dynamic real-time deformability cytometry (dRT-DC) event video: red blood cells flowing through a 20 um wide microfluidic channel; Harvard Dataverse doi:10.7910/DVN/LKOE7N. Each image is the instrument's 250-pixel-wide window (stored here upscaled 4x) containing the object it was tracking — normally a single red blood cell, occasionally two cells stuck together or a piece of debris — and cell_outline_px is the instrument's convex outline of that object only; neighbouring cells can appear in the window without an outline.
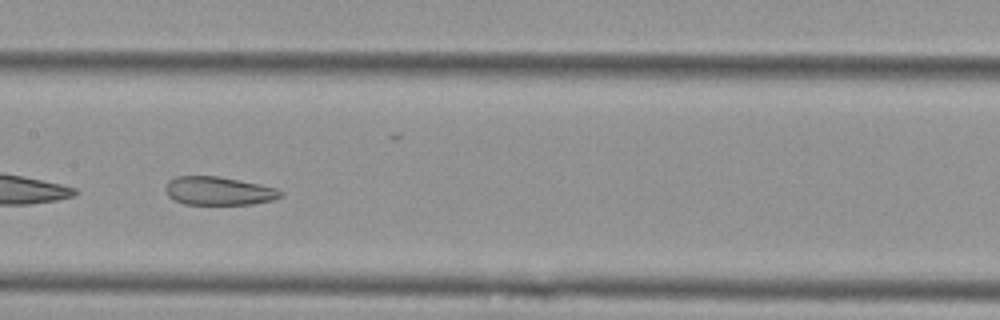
{"species": "Egyptian fruit bat (a non-hibernating species)", "species_latin": "Rousettus aegyptiacus", "temperature_condition": "cold", "stored_images_in_passage": 36, "camera_frame_rate_fps": 3000, "um_per_image_px": 0.085, "animal": {"sex": "female"}, "frame": {"image": 1, "passage_image": 11, "time_ms": 3.333, "image_size_px": [1000, 320], "cell_outline_px": [[284, 192], [280, 196], [272, 200], [252, 204], [184, 204], [168, 196], [164, 188], [168, 180], [176, 176], [220, 176], [260, 184], [276, 188]], "centroid_in_image_um": [18.56, 16.22], "position_along_channel_um": 188.8, "area_um2": 19.07}}
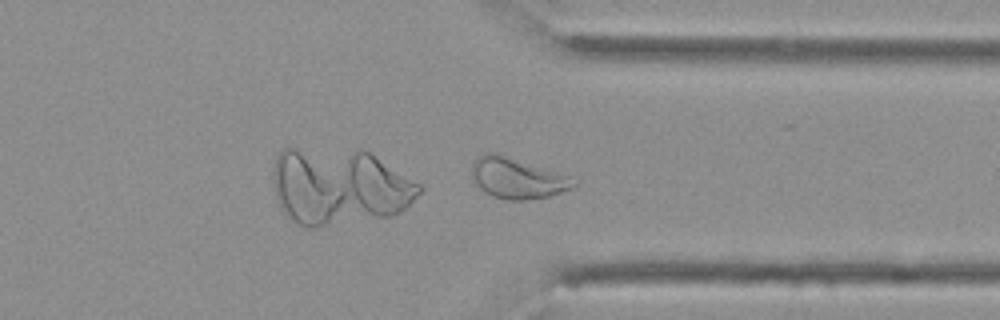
{"frame": {"image": 2, "passage_image": 26, "time_ms": 8.333, "image_size_px": [1000, 320], "cell_outline_px": [[576, 184], [572, 188], [548, 196], [524, 200], [508, 200], [492, 196], [484, 192], [476, 184], [472, 176], [472, 164], [476, 156], [484, 152], [496, 152], [568, 176]], "centroid_in_image_um": [43.88, 15.13], "position_along_channel_um": 367.5, "area_um2": 23.87}, "authors_computed_cell_mechanics": {"area_um2": 20.8947, "velocity_mm_per_s": 3.5813, "shape_relaxation_time_tau1_ms": null, "shape_relaxation_time_tau2_ms": 2.2817, "deformation_change_tau1": null, "deformation_change_tau2": 0.081}}